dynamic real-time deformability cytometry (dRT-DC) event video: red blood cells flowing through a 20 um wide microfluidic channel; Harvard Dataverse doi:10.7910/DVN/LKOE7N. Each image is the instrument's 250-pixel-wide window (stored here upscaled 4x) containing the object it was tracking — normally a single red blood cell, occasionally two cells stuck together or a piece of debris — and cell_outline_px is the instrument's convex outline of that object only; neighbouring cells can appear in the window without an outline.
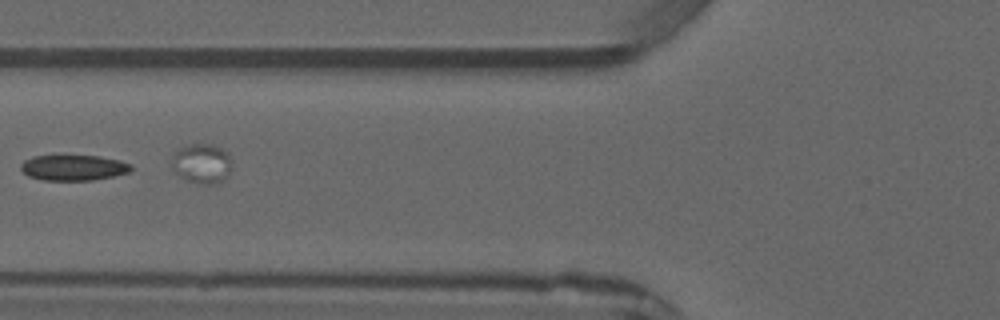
{"species": "common noctule bat (a hibernating species)", "species_latin": "Nyctalus noctula", "temperature_condition": "warm", "stored_images_in_passage": 9, "camera_frame_rate_fps": 3000, "um_per_image_px": 0.085, "animal": {"sex": "male", "forearm_length_mm": 52.5}, "frame": {"image": 1, "passage_image": 6, "time_ms": 7.0, "image_size_px": [1000, 320], "cell_outline_px": [[132, 168], [128, 172], [112, 176], [92, 180], [40, 180], [28, 176], [20, 168], [20, 164], [24, 160], [36, 156], [100, 156], [120, 160], [132, 164]], "centroid_in_image_um": [6.24, 14.25], "position_along_channel_um": 119.6, "area_um2": 16.36}}